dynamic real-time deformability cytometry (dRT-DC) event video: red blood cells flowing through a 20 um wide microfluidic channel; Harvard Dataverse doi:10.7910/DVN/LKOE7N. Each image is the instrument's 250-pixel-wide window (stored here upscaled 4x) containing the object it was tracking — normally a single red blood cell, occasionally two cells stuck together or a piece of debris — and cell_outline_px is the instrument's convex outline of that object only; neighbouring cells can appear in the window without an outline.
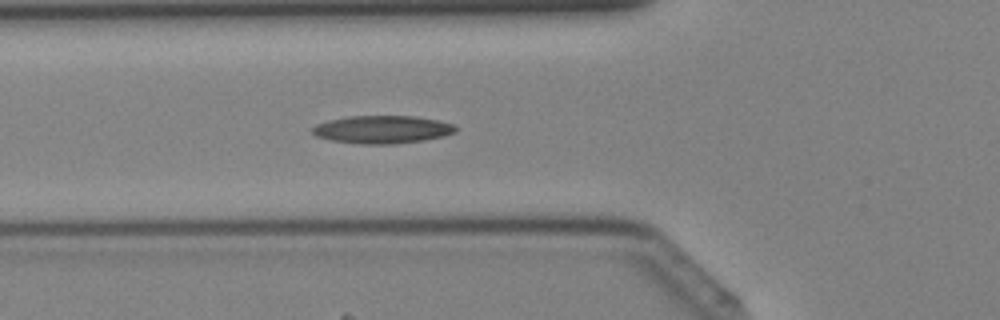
{"species": "Egyptian fruit bat (a non-hibernating species)", "species_latin": "Rousettus aegyptiacus", "temperature_condition": "cold", "stored_images_in_passage": 29, "camera_frame_rate_fps": 3000, "um_per_image_px": 0.085, "animal": {"sex": "female"}, "frame": {"image": 1, "passage_image": 3, "time_ms": 0.667, "image_size_px": [1000, 320], "cell_outline_px": [[456, 132], [444, 136], [424, 140], [392, 144], [360, 144], [332, 140], [316, 136], [312, 132], [312, 128], [316, 124], [328, 120], [348, 116], [416, 116], [440, 120], [452, 124], [456, 128]], "centroid_in_image_um": [32.5, 11.0], "position_along_channel_um": 93.3, "area_um2": 23.29}}
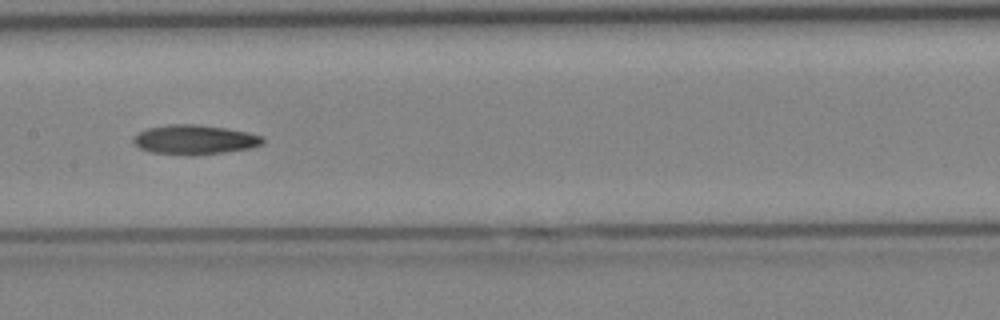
{"frame": {"image": 2, "passage_image": 9, "time_ms": 2.667, "image_size_px": [1000, 320], "cell_outline_px": [[264, 144], [252, 148], [224, 152], [192, 156], [184, 156], [152, 152], [140, 148], [132, 140], [140, 132], [148, 128], [168, 124], [196, 124], [228, 128], [248, 132], [264, 136]], "centroid_in_image_um": [16.6, 11.88], "position_along_channel_um": 190.8, "area_um2": 22.48}}
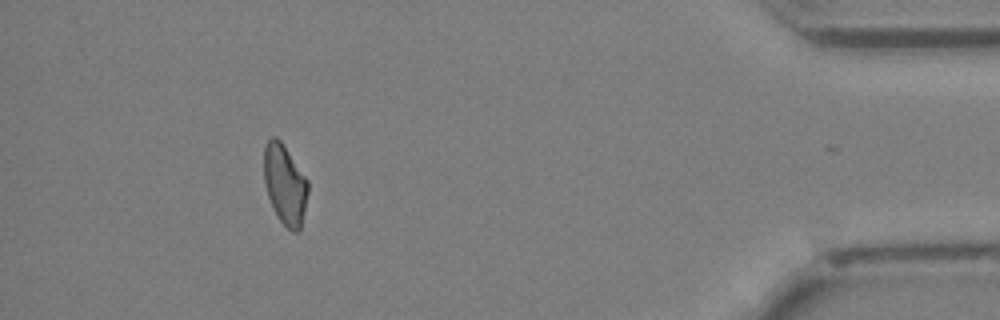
{"frame": {"image": 3, "passage_image": 26, "time_ms": 8.333, "image_size_px": [1000, 320], "cell_outline_px": [[308, 192], [300, 228], [296, 232], [292, 232], [280, 220], [268, 196], [264, 184], [264, 148], [268, 140], [272, 136], [276, 136], [280, 140], [308, 180]], "centroid_in_image_um": [24.21, 15.65], "position_along_channel_um": 411.0, "area_um2": 20.17}}